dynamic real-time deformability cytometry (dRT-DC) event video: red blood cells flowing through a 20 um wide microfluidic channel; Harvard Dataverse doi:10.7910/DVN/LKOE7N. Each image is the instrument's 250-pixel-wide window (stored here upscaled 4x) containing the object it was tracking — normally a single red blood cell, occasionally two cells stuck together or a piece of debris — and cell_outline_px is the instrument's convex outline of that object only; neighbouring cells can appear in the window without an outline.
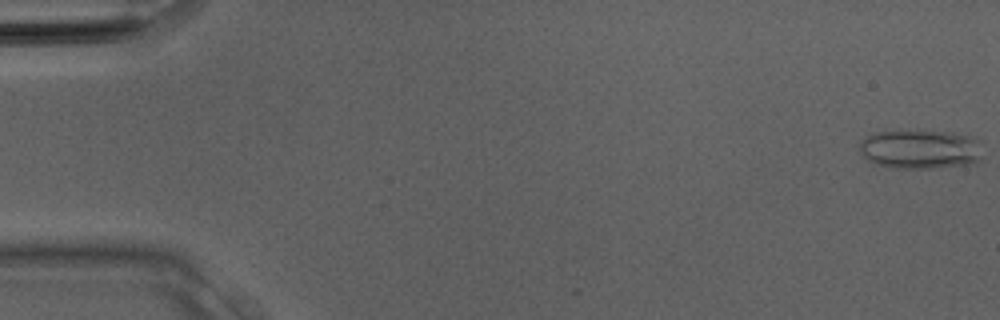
{"species": "Egyptian fruit bat (a non-hibernating species)", "species_latin": "Rousettus aegyptiacus", "temperature_condition": "room temperature", "stored_images_in_passage": 30, "camera_frame_rate_fps": 3000, "um_per_image_px": 0.085, "animal": {"sex": "male"}, "frame": {"image": 1, "passage_image": 1, "time_ms": 0.0, "image_size_px": [1000, 320], "cell_outline_px": [[980, 160], [976, 164], [932, 168], [900, 168], [876, 164], [868, 160], [860, 152], [860, 140], [876, 132], [900, 128], [920, 128], [952, 132], [972, 136], [980, 140]], "centroid_in_image_um": [78.24, 12.63], "position_along_channel_um": 6.8, "area_um2": 29.3}}
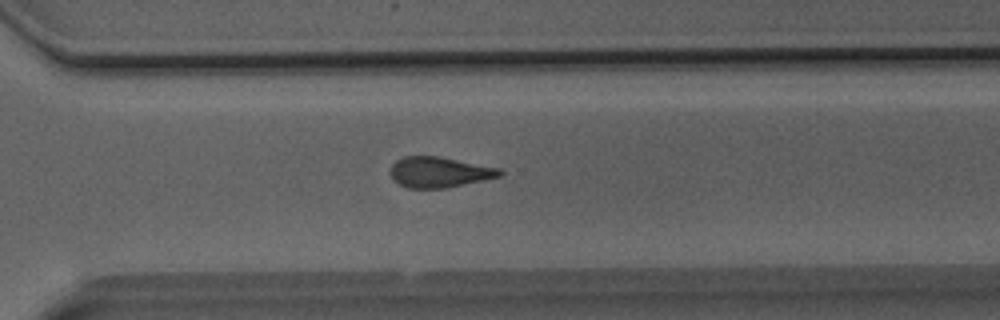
{"frame": {"image": 2, "passage_image": 24, "time_ms": 7.667, "image_size_px": [1000, 320], "cell_outline_px": [[504, 172], [500, 176], [484, 180], [448, 188], [408, 188], [400, 184], [392, 176], [392, 164], [396, 160], [404, 156], [440, 156], [500, 168]], "centroid_in_image_um": [37.39, 14.63], "position_along_channel_um": 333.2, "area_um2": 19.42}}
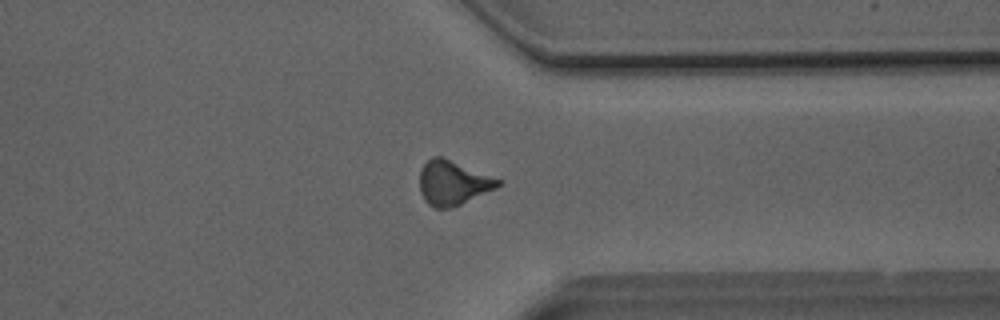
{"frame": {"image": 3, "passage_image": 26, "time_ms": 8.333, "image_size_px": [1000, 320], "cell_outline_px": [[504, 184], [496, 188], [460, 204], [448, 208], [436, 208], [428, 204], [424, 200], [420, 192], [420, 168], [432, 156], [444, 156], [504, 180]], "centroid_in_image_um": [38.53, 15.5], "position_along_channel_um": 372.9, "area_um2": 20.63}}